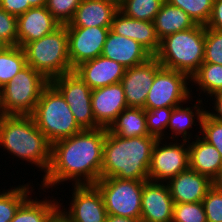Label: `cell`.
Segmentation results:
<instances>
[{"label":"cell","mask_w":222,"mask_h":222,"mask_svg":"<svg viewBox=\"0 0 222 222\" xmlns=\"http://www.w3.org/2000/svg\"><path fill=\"white\" fill-rule=\"evenodd\" d=\"M107 128L83 129L51 144V162L43 176V188L64 181L74 185H94L101 178L103 148Z\"/></svg>","instance_id":"1"},{"label":"cell","mask_w":222,"mask_h":222,"mask_svg":"<svg viewBox=\"0 0 222 222\" xmlns=\"http://www.w3.org/2000/svg\"><path fill=\"white\" fill-rule=\"evenodd\" d=\"M190 80L194 82V85L199 86V90L206 92L209 96L222 92V65L202 63Z\"/></svg>","instance_id":"29"},{"label":"cell","mask_w":222,"mask_h":222,"mask_svg":"<svg viewBox=\"0 0 222 222\" xmlns=\"http://www.w3.org/2000/svg\"><path fill=\"white\" fill-rule=\"evenodd\" d=\"M207 222H222V192L213 186L202 201Z\"/></svg>","instance_id":"38"},{"label":"cell","mask_w":222,"mask_h":222,"mask_svg":"<svg viewBox=\"0 0 222 222\" xmlns=\"http://www.w3.org/2000/svg\"><path fill=\"white\" fill-rule=\"evenodd\" d=\"M81 1L47 0L46 8L61 25H66L72 20Z\"/></svg>","instance_id":"36"},{"label":"cell","mask_w":222,"mask_h":222,"mask_svg":"<svg viewBox=\"0 0 222 222\" xmlns=\"http://www.w3.org/2000/svg\"><path fill=\"white\" fill-rule=\"evenodd\" d=\"M213 96L215 97L214 98L215 102L213 103L214 104L213 108L215 109V111L217 113L207 111L206 109H205V113L210 118L222 123V92L216 93V94L212 95L211 97H213Z\"/></svg>","instance_id":"42"},{"label":"cell","mask_w":222,"mask_h":222,"mask_svg":"<svg viewBox=\"0 0 222 222\" xmlns=\"http://www.w3.org/2000/svg\"><path fill=\"white\" fill-rule=\"evenodd\" d=\"M144 181L109 177L100 178L94 185L101 192L109 215L140 219Z\"/></svg>","instance_id":"8"},{"label":"cell","mask_w":222,"mask_h":222,"mask_svg":"<svg viewBox=\"0 0 222 222\" xmlns=\"http://www.w3.org/2000/svg\"><path fill=\"white\" fill-rule=\"evenodd\" d=\"M156 141L157 138L152 135L123 138L107 129L101 178L149 180L152 149Z\"/></svg>","instance_id":"2"},{"label":"cell","mask_w":222,"mask_h":222,"mask_svg":"<svg viewBox=\"0 0 222 222\" xmlns=\"http://www.w3.org/2000/svg\"><path fill=\"white\" fill-rule=\"evenodd\" d=\"M91 103L95 122L107 129L117 116L128 108L121 83L93 89Z\"/></svg>","instance_id":"16"},{"label":"cell","mask_w":222,"mask_h":222,"mask_svg":"<svg viewBox=\"0 0 222 222\" xmlns=\"http://www.w3.org/2000/svg\"><path fill=\"white\" fill-rule=\"evenodd\" d=\"M8 45L5 43V41L0 37V51L6 49Z\"/></svg>","instance_id":"47"},{"label":"cell","mask_w":222,"mask_h":222,"mask_svg":"<svg viewBox=\"0 0 222 222\" xmlns=\"http://www.w3.org/2000/svg\"><path fill=\"white\" fill-rule=\"evenodd\" d=\"M166 184L174 203H196L203 201L212 187V180L188 168L171 178Z\"/></svg>","instance_id":"20"},{"label":"cell","mask_w":222,"mask_h":222,"mask_svg":"<svg viewBox=\"0 0 222 222\" xmlns=\"http://www.w3.org/2000/svg\"><path fill=\"white\" fill-rule=\"evenodd\" d=\"M204 50L205 25L196 24L161 39L154 57L163 67L183 72L191 78L203 63Z\"/></svg>","instance_id":"4"},{"label":"cell","mask_w":222,"mask_h":222,"mask_svg":"<svg viewBox=\"0 0 222 222\" xmlns=\"http://www.w3.org/2000/svg\"><path fill=\"white\" fill-rule=\"evenodd\" d=\"M212 186L222 192V167L218 171L217 175L212 179Z\"/></svg>","instance_id":"44"},{"label":"cell","mask_w":222,"mask_h":222,"mask_svg":"<svg viewBox=\"0 0 222 222\" xmlns=\"http://www.w3.org/2000/svg\"><path fill=\"white\" fill-rule=\"evenodd\" d=\"M174 201L168 184L146 180L143 183L141 198L142 222H171Z\"/></svg>","instance_id":"15"},{"label":"cell","mask_w":222,"mask_h":222,"mask_svg":"<svg viewBox=\"0 0 222 222\" xmlns=\"http://www.w3.org/2000/svg\"><path fill=\"white\" fill-rule=\"evenodd\" d=\"M27 66L24 49L18 45L0 51V88Z\"/></svg>","instance_id":"28"},{"label":"cell","mask_w":222,"mask_h":222,"mask_svg":"<svg viewBox=\"0 0 222 222\" xmlns=\"http://www.w3.org/2000/svg\"><path fill=\"white\" fill-rule=\"evenodd\" d=\"M206 28L222 31V0H214Z\"/></svg>","instance_id":"41"},{"label":"cell","mask_w":222,"mask_h":222,"mask_svg":"<svg viewBox=\"0 0 222 222\" xmlns=\"http://www.w3.org/2000/svg\"><path fill=\"white\" fill-rule=\"evenodd\" d=\"M196 140L188 141L189 168L209 177L211 180L217 175L222 167V157L215 146L207 143L199 135Z\"/></svg>","instance_id":"23"},{"label":"cell","mask_w":222,"mask_h":222,"mask_svg":"<svg viewBox=\"0 0 222 222\" xmlns=\"http://www.w3.org/2000/svg\"><path fill=\"white\" fill-rule=\"evenodd\" d=\"M199 128H201L199 133L203 135L201 138L215 146L222 157V123L204 113Z\"/></svg>","instance_id":"37"},{"label":"cell","mask_w":222,"mask_h":222,"mask_svg":"<svg viewBox=\"0 0 222 222\" xmlns=\"http://www.w3.org/2000/svg\"><path fill=\"white\" fill-rule=\"evenodd\" d=\"M50 83L62 94L82 129H97L92 111V89L74 71L54 78Z\"/></svg>","instance_id":"10"},{"label":"cell","mask_w":222,"mask_h":222,"mask_svg":"<svg viewBox=\"0 0 222 222\" xmlns=\"http://www.w3.org/2000/svg\"><path fill=\"white\" fill-rule=\"evenodd\" d=\"M108 130L123 138L148 136L149 133L146 128V110L135 107L124 109Z\"/></svg>","instance_id":"25"},{"label":"cell","mask_w":222,"mask_h":222,"mask_svg":"<svg viewBox=\"0 0 222 222\" xmlns=\"http://www.w3.org/2000/svg\"><path fill=\"white\" fill-rule=\"evenodd\" d=\"M188 80L191 81L187 74L162 66L155 74L145 109L176 107L186 103L191 98Z\"/></svg>","instance_id":"9"},{"label":"cell","mask_w":222,"mask_h":222,"mask_svg":"<svg viewBox=\"0 0 222 222\" xmlns=\"http://www.w3.org/2000/svg\"><path fill=\"white\" fill-rule=\"evenodd\" d=\"M197 103L199 104V106ZM197 103L194 104L193 106L196 112L191 107L184 108L181 105L173 108L167 126V128L169 127L173 132L172 133L173 135L171 136L170 139L172 138L174 139L176 138V136L178 139V136L180 134L182 137L181 140L188 141L190 138L192 139L191 134H188L189 133L188 129L192 128V125L195 123L194 121L196 117H197L196 118L197 122H199L200 125L203 115L205 113L204 108L202 109L203 106H200V104L202 103V99L201 100L199 99V101L197 100Z\"/></svg>","instance_id":"27"},{"label":"cell","mask_w":222,"mask_h":222,"mask_svg":"<svg viewBox=\"0 0 222 222\" xmlns=\"http://www.w3.org/2000/svg\"><path fill=\"white\" fill-rule=\"evenodd\" d=\"M203 63L222 65V31L205 27V50Z\"/></svg>","instance_id":"35"},{"label":"cell","mask_w":222,"mask_h":222,"mask_svg":"<svg viewBox=\"0 0 222 222\" xmlns=\"http://www.w3.org/2000/svg\"><path fill=\"white\" fill-rule=\"evenodd\" d=\"M174 222H207L202 202L174 203Z\"/></svg>","instance_id":"34"},{"label":"cell","mask_w":222,"mask_h":222,"mask_svg":"<svg viewBox=\"0 0 222 222\" xmlns=\"http://www.w3.org/2000/svg\"><path fill=\"white\" fill-rule=\"evenodd\" d=\"M61 24L44 7H32L17 17V45L27 43L53 33Z\"/></svg>","instance_id":"17"},{"label":"cell","mask_w":222,"mask_h":222,"mask_svg":"<svg viewBox=\"0 0 222 222\" xmlns=\"http://www.w3.org/2000/svg\"><path fill=\"white\" fill-rule=\"evenodd\" d=\"M73 187L71 207L66 211L59 204V217L64 222H106L108 213L98 188L95 185Z\"/></svg>","instance_id":"12"},{"label":"cell","mask_w":222,"mask_h":222,"mask_svg":"<svg viewBox=\"0 0 222 222\" xmlns=\"http://www.w3.org/2000/svg\"><path fill=\"white\" fill-rule=\"evenodd\" d=\"M102 1H106V2L112 3L117 8H120L122 6L123 2H124V0H102Z\"/></svg>","instance_id":"46"},{"label":"cell","mask_w":222,"mask_h":222,"mask_svg":"<svg viewBox=\"0 0 222 222\" xmlns=\"http://www.w3.org/2000/svg\"><path fill=\"white\" fill-rule=\"evenodd\" d=\"M101 55L120 63L125 68L141 65L153 57L137 41L118 35L111 30L108 33Z\"/></svg>","instance_id":"19"},{"label":"cell","mask_w":222,"mask_h":222,"mask_svg":"<svg viewBox=\"0 0 222 222\" xmlns=\"http://www.w3.org/2000/svg\"><path fill=\"white\" fill-rule=\"evenodd\" d=\"M11 155L35 164L45 173L51 162V143L31 115L0 114V146Z\"/></svg>","instance_id":"3"},{"label":"cell","mask_w":222,"mask_h":222,"mask_svg":"<svg viewBox=\"0 0 222 222\" xmlns=\"http://www.w3.org/2000/svg\"><path fill=\"white\" fill-rule=\"evenodd\" d=\"M119 11L112 3L102 0H82L66 27H111Z\"/></svg>","instance_id":"22"},{"label":"cell","mask_w":222,"mask_h":222,"mask_svg":"<svg viewBox=\"0 0 222 222\" xmlns=\"http://www.w3.org/2000/svg\"><path fill=\"white\" fill-rule=\"evenodd\" d=\"M162 67L153 56L147 62L126 68L121 79L128 107L145 109L146 97L153 84L155 74Z\"/></svg>","instance_id":"14"},{"label":"cell","mask_w":222,"mask_h":222,"mask_svg":"<svg viewBox=\"0 0 222 222\" xmlns=\"http://www.w3.org/2000/svg\"><path fill=\"white\" fill-rule=\"evenodd\" d=\"M161 141L163 139H157L153 146L148 178L151 181L167 183L189 168V147L188 141L184 140L181 144L177 141L160 145Z\"/></svg>","instance_id":"11"},{"label":"cell","mask_w":222,"mask_h":222,"mask_svg":"<svg viewBox=\"0 0 222 222\" xmlns=\"http://www.w3.org/2000/svg\"><path fill=\"white\" fill-rule=\"evenodd\" d=\"M0 7L17 17L32 8L26 0H0Z\"/></svg>","instance_id":"40"},{"label":"cell","mask_w":222,"mask_h":222,"mask_svg":"<svg viewBox=\"0 0 222 222\" xmlns=\"http://www.w3.org/2000/svg\"><path fill=\"white\" fill-rule=\"evenodd\" d=\"M106 222H142V221L140 219L126 218V217H120L108 214Z\"/></svg>","instance_id":"43"},{"label":"cell","mask_w":222,"mask_h":222,"mask_svg":"<svg viewBox=\"0 0 222 222\" xmlns=\"http://www.w3.org/2000/svg\"><path fill=\"white\" fill-rule=\"evenodd\" d=\"M74 72L93 90L121 82L126 68L102 55L81 63Z\"/></svg>","instance_id":"18"},{"label":"cell","mask_w":222,"mask_h":222,"mask_svg":"<svg viewBox=\"0 0 222 222\" xmlns=\"http://www.w3.org/2000/svg\"><path fill=\"white\" fill-rule=\"evenodd\" d=\"M27 65L41 73L48 81L72 69L68 54V33L61 25L53 33L27 43L24 47Z\"/></svg>","instance_id":"5"},{"label":"cell","mask_w":222,"mask_h":222,"mask_svg":"<svg viewBox=\"0 0 222 222\" xmlns=\"http://www.w3.org/2000/svg\"><path fill=\"white\" fill-rule=\"evenodd\" d=\"M0 37L8 46L17 45V16L0 7Z\"/></svg>","instance_id":"39"},{"label":"cell","mask_w":222,"mask_h":222,"mask_svg":"<svg viewBox=\"0 0 222 222\" xmlns=\"http://www.w3.org/2000/svg\"><path fill=\"white\" fill-rule=\"evenodd\" d=\"M49 83L41 73L27 65L0 88V114L31 115Z\"/></svg>","instance_id":"7"},{"label":"cell","mask_w":222,"mask_h":222,"mask_svg":"<svg viewBox=\"0 0 222 222\" xmlns=\"http://www.w3.org/2000/svg\"><path fill=\"white\" fill-rule=\"evenodd\" d=\"M31 7H44L47 4V0H26Z\"/></svg>","instance_id":"45"},{"label":"cell","mask_w":222,"mask_h":222,"mask_svg":"<svg viewBox=\"0 0 222 222\" xmlns=\"http://www.w3.org/2000/svg\"><path fill=\"white\" fill-rule=\"evenodd\" d=\"M173 108L174 107H161L156 109H145L146 128L149 135H152L157 139H164V132L168 126Z\"/></svg>","instance_id":"33"},{"label":"cell","mask_w":222,"mask_h":222,"mask_svg":"<svg viewBox=\"0 0 222 222\" xmlns=\"http://www.w3.org/2000/svg\"><path fill=\"white\" fill-rule=\"evenodd\" d=\"M53 222H64L59 216Z\"/></svg>","instance_id":"48"},{"label":"cell","mask_w":222,"mask_h":222,"mask_svg":"<svg viewBox=\"0 0 222 222\" xmlns=\"http://www.w3.org/2000/svg\"><path fill=\"white\" fill-rule=\"evenodd\" d=\"M29 183L0 193V222H10L20 205L29 197Z\"/></svg>","instance_id":"30"},{"label":"cell","mask_w":222,"mask_h":222,"mask_svg":"<svg viewBox=\"0 0 222 222\" xmlns=\"http://www.w3.org/2000/svg\"><path fill=\"white\" fill-rule=\"evenodd\" d=\"M165 1L166 0H124L119 11L132 19L153 22Z\"/></svg>","instance_id":"31"},{"label":"cell","mask_w":222,"mask_h":222,"mask_svg":"<svg viewBox=\"0 0 222 222\" xmlns=\"http://www.w3.org/2000/svg\"><path fill=\"white\" fill-rule=\"evenodd\" d=\"M110 30L137 41L153 56L159 51L160 39L153 22L132 19L118 11L113 18Z\"/></svg>","instance_id":"21"},{"label":"cell","mask_w":222,"mask_h":222,"mask_svg":"<svg viewBox=\"0 0 222 222\" xmlns=\"http://www.w3.org/2000/svg\"><path fill=\"white\" fill-rule=\"evenodd\" d=\"M72 69L102 54L110 27H66Z\"/></svg>","instance_id":"13"},{"label":"cell","mask_w":222,"mask_h":222,"mask_svg":"<svg viewBox=\"0 0 222 222\" xmlns=\"http://www.w3.org/2000/svg\"><path fill=\"white\" fill-rule=\"evenodd\" d=\"M169 4L181 8L196 24L206 25L212 11L214 0H166Z\"/></svg>","instance_id":"32"},{"label":"cell","mask_w":222,"mask_h":222,"mask_svg":"<svg viewBox=\"0 0 222 222\" xmlns=\"http://www.w3.org/2000/svg\"><path fill=\"white\" fill-rule=\"evenodd\" d=\"M54 201L28 197L10 222H53L59 216V203Z\"/></svg>","instance_id":"26"},{"label":"cell","mask_w":222,"mask_h":222,"mask_svg":"<svg viewBox=\"0 0 222 222\" xmlns=\"http://www.w3.org/2000/svg\"><path fill=\"white\" fill-rule=\"evenodd\" d=\"M158 38L190 29L196 25L194 20L181 8L165 1L153 21Z\"/></svg>","instance_id":"24"},{"label":"cell","mask_w":222,"mask_h":222,"mask_svg":"<svg viewBox=\"0 0 222 222\" xmlns=\"http://www.w3.org/2000/svg\"><path fill=\"white\" fill-rule=\"evenodd\" d=\"M31 116L51 144L83 130L62 94L51 83L43 89Z\"/></svg>","instance_id":"6"}]
</instances>
